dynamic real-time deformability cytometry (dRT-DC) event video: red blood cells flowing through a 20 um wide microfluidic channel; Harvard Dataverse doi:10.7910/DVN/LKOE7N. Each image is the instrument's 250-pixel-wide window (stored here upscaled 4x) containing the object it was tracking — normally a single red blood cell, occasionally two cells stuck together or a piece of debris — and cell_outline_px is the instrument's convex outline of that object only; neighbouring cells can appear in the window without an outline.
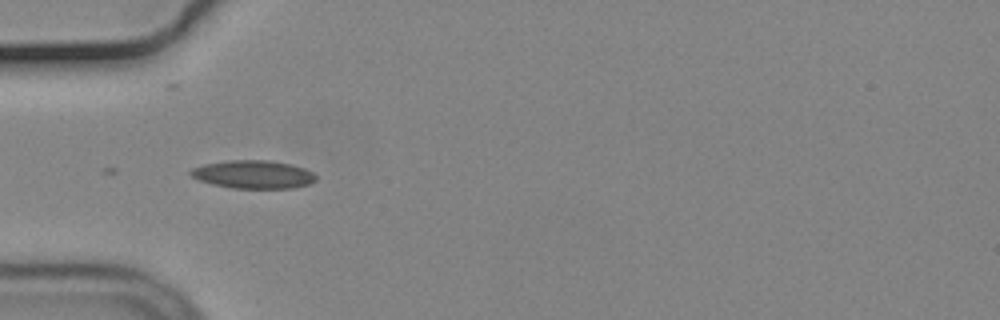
{"species": "common noctule bat (a hibernating species)", "species_latin": "Nyctalus noctula", "temperature_condition": "cold", "stored_images_in_passage": 10, "camera_frame_rate_fps": 3000, "um_per_image_px": 0.085, "animal": {"sex": "male", "body_mass_g": 19.2, "forearm_length_mm": 51.8}, "frame": {"image": 1, "passage_image": 6, "time_ms": 1.667, "image_size_px": [1000, 320], "cell_outline_px": [[316, 180], [308, 184], [292, 188], [232, 188], [212, 184], [200, 180], [192, 176], [188, 172], [192, 168], [204, 164], [228, 160], [268, 160], [288, 164], [304, 168], [312, 172], [316, 176]], "centroid_in_image_um": [21.51, 14.82], "position_along_channel_um": 63.5, "area_um2": 20.4}}